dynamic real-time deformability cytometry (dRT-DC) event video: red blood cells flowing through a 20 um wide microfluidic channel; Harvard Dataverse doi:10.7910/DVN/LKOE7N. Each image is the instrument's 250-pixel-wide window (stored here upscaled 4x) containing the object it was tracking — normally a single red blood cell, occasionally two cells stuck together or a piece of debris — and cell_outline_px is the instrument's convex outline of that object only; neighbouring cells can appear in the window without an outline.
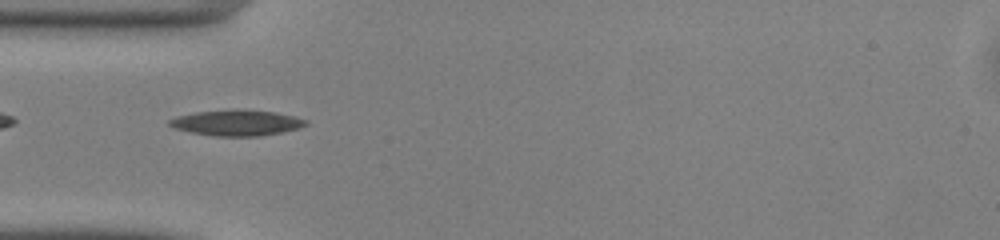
{"species": "common noctule bat (a hibernating species)", "species_latin": "Nyctalus noctula", "temperature_condition": "warm", "stored_images_in_passage": 34, "camera_frame_rate_fps": 3000, "um_per_image_px": 0.085, "animal": {"sex": "male", "body_mass_g": 13.0, "forearm_length_mm": 53.1}, "frame": {"image": 1, "passage_image": 1, "time_ms": 0.0, "image_size_px": [1000, 240], "cell_outline_px": [[308, 124], [300, 128], [260, 136], [212, 136], [172, 128], [168, 124], [168, 120], [176, 116], [196, 112], [232, 108], [276, 112], [296, 116], [308, 120]], "centroid_in_image_um": [20.12, 10.42], "position_along_channel_um": 64.9, "area_um2": 20.81}, "authors_computed_cell_mechanics": {"area_um2": 18.6116, "velocity_mm_per_s": 4.1298, "shape_relaxation_time_tau1_ms": 4.8464, "shape_relaxation_time_tau2_ms": 4.6278, "deformation_change_tau1": 0.1505, "deformation_change_tau2": 0.1451}}